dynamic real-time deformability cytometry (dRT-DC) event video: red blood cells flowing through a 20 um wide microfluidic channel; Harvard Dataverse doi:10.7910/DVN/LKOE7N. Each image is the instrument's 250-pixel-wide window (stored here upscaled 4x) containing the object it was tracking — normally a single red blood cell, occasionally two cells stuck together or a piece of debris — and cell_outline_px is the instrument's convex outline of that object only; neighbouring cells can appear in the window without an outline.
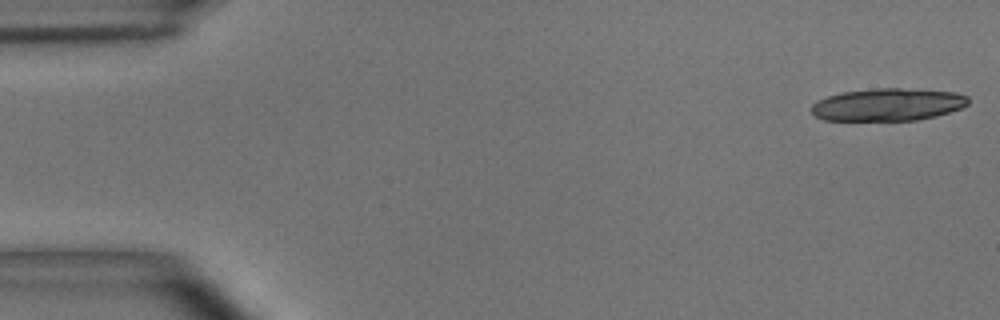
{"species": "common noctule bat (a hibernating species)", "species_latin": "Nyctalus noctula", "temperature_condition": "room temperature", "stored_images_in_passage": 6, "camera_frame_rate_fps": 3000, "um_per_image_px": 0.085, "animal": {"sex": "male", "body_mass_g": 15.6}, "frame": {"image": 1, "passage_image": 1, "time_ms": 0.0, "image_size_px": [1000, 320], "cell_outline_px": [[968, 104], [960, 108], [936, 116], [916, 120], [824, 120], [816, 116], [812, 112], [812, 104], [816, 100], [828, 96], [844, 92], [876, 88], [900, 88], [956, 92], [968, 96]], "centroid_in_image_um": [75.46, 8.89], "position_along_channel_um": 9.5, "area_um2": 29.54}}